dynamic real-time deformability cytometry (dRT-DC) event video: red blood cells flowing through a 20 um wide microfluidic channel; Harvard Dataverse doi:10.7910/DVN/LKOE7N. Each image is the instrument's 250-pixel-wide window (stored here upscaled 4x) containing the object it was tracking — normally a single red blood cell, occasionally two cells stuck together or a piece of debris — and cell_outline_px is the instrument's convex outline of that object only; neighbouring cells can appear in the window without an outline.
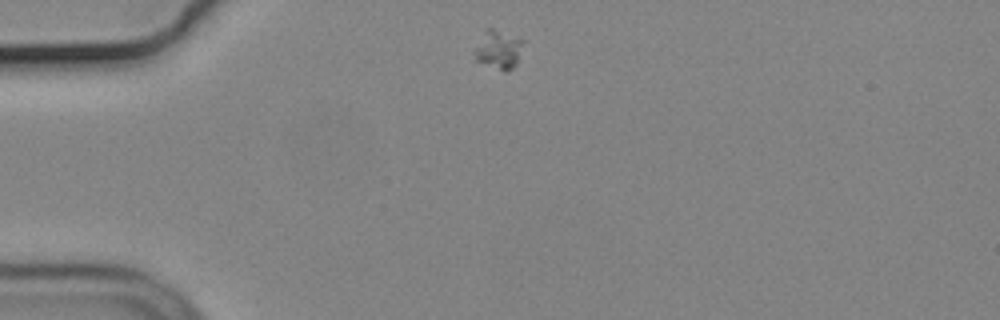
{"species": "common noctule bat (a hibernating species)", "species_latin": "Nyctalus noctula", "temperature_condition": "cold", "stored_images_in_passage": 4, "camera_frame_rate_fps": 3000, "um_per_image_px": 0.085, "animal": {"sex": "male", "body_mass_g": 19.2, "forearm_length_mm": 51.8}, "frame": {"image": 1, "passage_image": 1, "time_ms": 0.0, "image_size_px": [1000, 320], "cell_outline_px": [[524, 40], [516, 64], [512, 68], [504, 72], [476, 60], [472, 48], [488, 28], [492, 28]], "centroid_in_image_um": [42.33, 4.22], "position_along_channel_um": 42.7, "area_um2": 10.81}}